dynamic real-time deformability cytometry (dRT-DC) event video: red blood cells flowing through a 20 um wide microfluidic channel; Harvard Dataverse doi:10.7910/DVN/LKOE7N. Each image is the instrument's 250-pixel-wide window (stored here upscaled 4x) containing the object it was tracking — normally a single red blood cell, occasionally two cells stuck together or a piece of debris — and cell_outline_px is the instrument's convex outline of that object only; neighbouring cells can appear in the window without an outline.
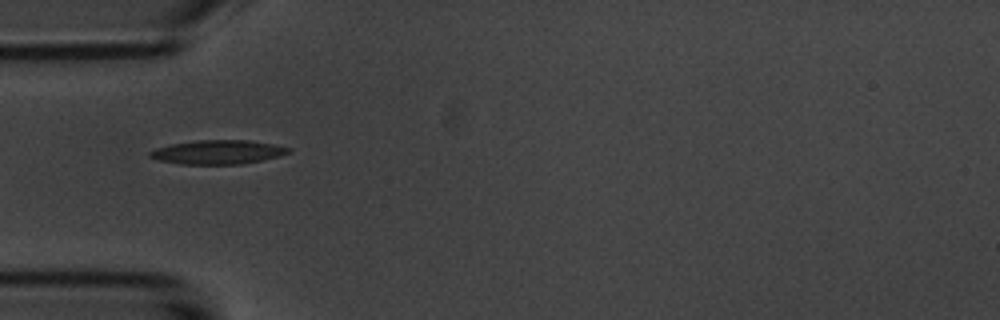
{"species": "common noctule bat (a hibernating species)", "species_latin": "Nyctalus noctula", "temperature_condition": "room temperature", "stored_images_in_passage": 11, "camera_frame_rate_fps": 3000, "um_per_image_px": 0.085, "animal": {"sex": "male", "body_mass_g": 20.1, "forearm_length_mm": 53.5}, "frame": {"image": 1, "passage_image": 1, "time_ms": 0.0, "image_size_px": [1000, 320], "cell_outline_px": [[292, 152], [280, 156], [240, 164], [180, 164], [160, 160], [148, 156], [148, 152], [156, 148], [172, 144], [196, 140], [248, 140], [272, 144], [292, 148]], "centroid_in_image_um": [18.53, 12.92], "position_along_channel_um": 66.5, "area_um2": 19.31}}
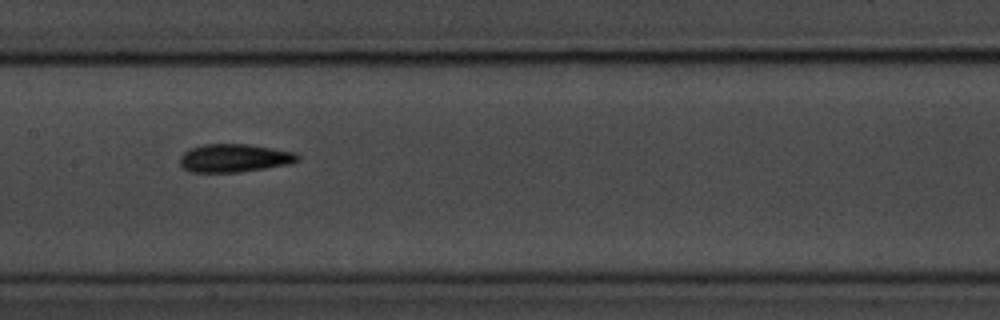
{"frame": {"image": 2, "passage_image": 4, "time_ms": 3.333, "image_size_px": [1000, 320], "cell_outline_px": [[300, 160], [292, 164], [240, 172], [192, 172], [184, 168], [180, 164], [180, 156], [184, 152], [192, 148], [204, 144], [248, 144], [296, 152], [300, 156]], "centroid_in_image_um": [19.97, 13.44], "position_along_channel_um": 187.4, "area_um2": 19.42}, "authors_computed_cell_mechanics": {"area_um2": 18.6694, "velocity_mm_per_s": 3.6144, "shape_relaxation_time_tau1_ms": 4.1373, "shape_relaxation_time_tau2_ms": 4.2386, "deformation_change_tau1": 0.1356, "deformation_change_tau2": 0.1156}}